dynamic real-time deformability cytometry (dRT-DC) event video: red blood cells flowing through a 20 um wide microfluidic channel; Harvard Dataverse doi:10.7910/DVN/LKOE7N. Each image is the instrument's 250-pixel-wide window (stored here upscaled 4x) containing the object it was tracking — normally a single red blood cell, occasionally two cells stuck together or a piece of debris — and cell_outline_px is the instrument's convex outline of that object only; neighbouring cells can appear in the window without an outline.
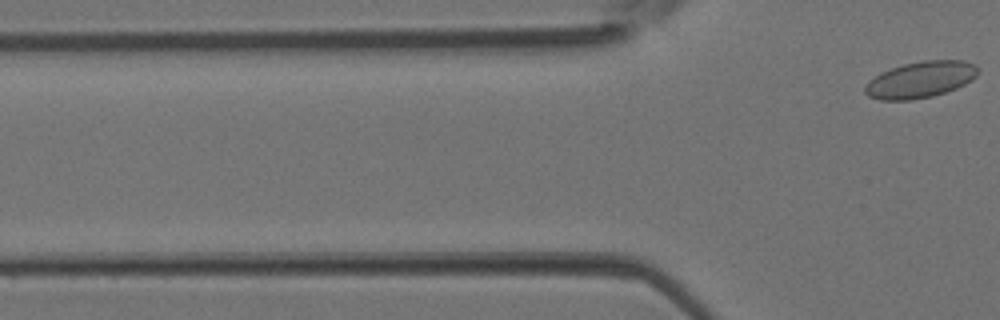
{"species": "Egyptian fruit bat (a non-hibernating species)", "species_latin": "Rousettus aegyptiacus", "temperature_condition": "room temperature", "stored_images_in_passage": 5, "segment_of_instrument_passage": [2, 2], "camera_frame_rate_fps": 3000, "um_per_image_px": 0.085, "animal": {"sex": "female"}, "frame": {"image": 1, "passage_image": 5, "time_ms": 1.333, "image_size_px": [1000, 320], "cell_outline_px": [[980, 72], [972, 80], [956, 88], [932, 96], [908, 100], [880, 100], [868, 96], [864, 92], [864, 88], [868, 80], [880, 72], [904, 64], [924, 60], [964, 60], [976, 64], [980, 68]], "centroid_in_image_um": [78.25, 6.76], "position_along_channel_um": 47.6, "area_um2": 24.1}}